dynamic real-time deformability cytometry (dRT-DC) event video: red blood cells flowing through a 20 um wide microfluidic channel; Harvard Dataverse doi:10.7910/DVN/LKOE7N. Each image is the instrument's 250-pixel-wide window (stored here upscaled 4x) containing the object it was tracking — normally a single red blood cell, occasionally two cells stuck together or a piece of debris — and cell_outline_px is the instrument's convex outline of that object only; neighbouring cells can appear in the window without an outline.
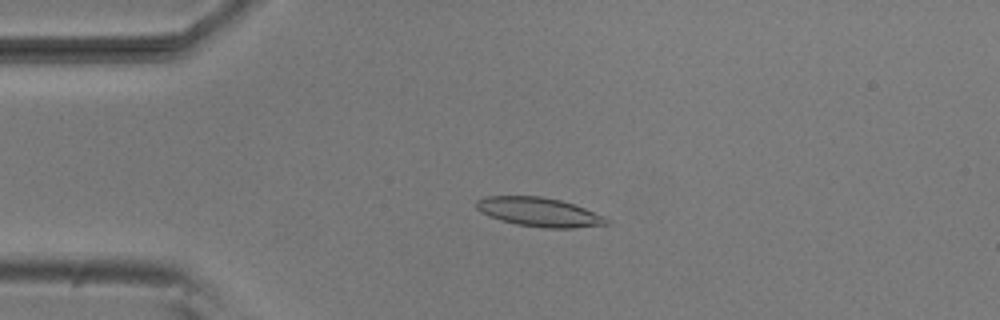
{"species": "common noctule bat (a hibernating species)", "species_latin": "Nyctalus noctula", "temperature_condition": "room temperature", "stored_images_in_passage": 53, "camera_frame_rate_fps": 3000, "um_per_image_px": 0.085, "animal": {"sex": "male", "body_mass_g": 20.5, "forearm_length_mm": 52.5}, "frame": {"image": 1, "passage_image": 12, "time_ms": 3.667, "image_size_px": [1000, 320], "cell_outline_px": [[612, 224], [576, 228], [544, 228], [516, 224], [500, 220], [488, 216], [480, 212], [476, 208], [476, 200], [488, 196], [540, 196], [560, 200], [584, 208], [604, 216], [612, 220]], "centroid_in_image_um": [45.85, 18.04], "position_along_channel_um": 39.1, "area_um2": 22.2}}
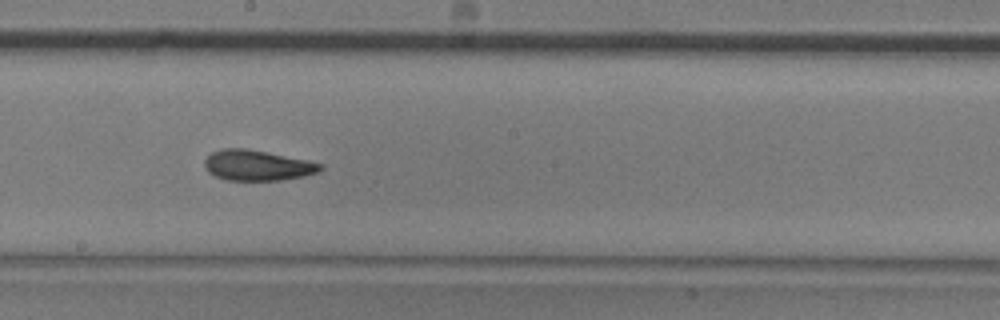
{"frame": {"image": 2, "passage_image": 29, "time_ms": 9.333, "image_size_px": [1000, 320], "cell_outline_px": [[324, 168], [320, 172], [304, 176], [280, 180], [224, 180], [208, 172], [204, 168], [204, 160], [212, 152], [220, 148], [244, 148], [308, 160], [324, 164]], "centroid_in_image_um": [21.88, 14.06], "position_along_channel_um": 226.3, "area_um2": 20.69}}
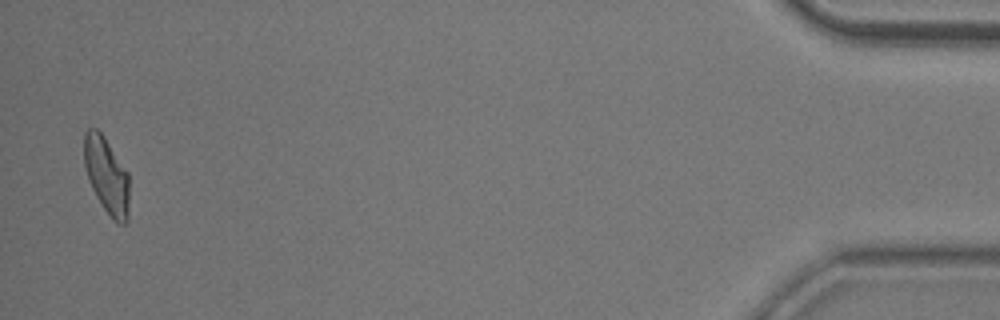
{"frame": {"image": 3, "passage_image": 52, "time_ms": 17.0, "image_size_px": [1000, 320], "cell_outline_px": [[128, 220], [124, 224], [116, 224], [112, 220], [96, 196], [88, 180], [84, 164], [84, 132], [88, 128], [96, 128], [104, 136], [128, 172]], "centroid_in_image_um": [9.05, 14.92], "position_along_channel_um": 426.1, "area_um2": 20.17}, "authors_computed_cell_mechanics": {"area_um2": 20.9814, "velocity_mm_per_s": 3.7744, "shape_relaxation_time_tau1_ms": 3.8868, "shape_relaxation_time_tau2_ms": 2.8597, "deformation_change_tau1": 0.1635, "deformation_change_tau2": 0.1147}}